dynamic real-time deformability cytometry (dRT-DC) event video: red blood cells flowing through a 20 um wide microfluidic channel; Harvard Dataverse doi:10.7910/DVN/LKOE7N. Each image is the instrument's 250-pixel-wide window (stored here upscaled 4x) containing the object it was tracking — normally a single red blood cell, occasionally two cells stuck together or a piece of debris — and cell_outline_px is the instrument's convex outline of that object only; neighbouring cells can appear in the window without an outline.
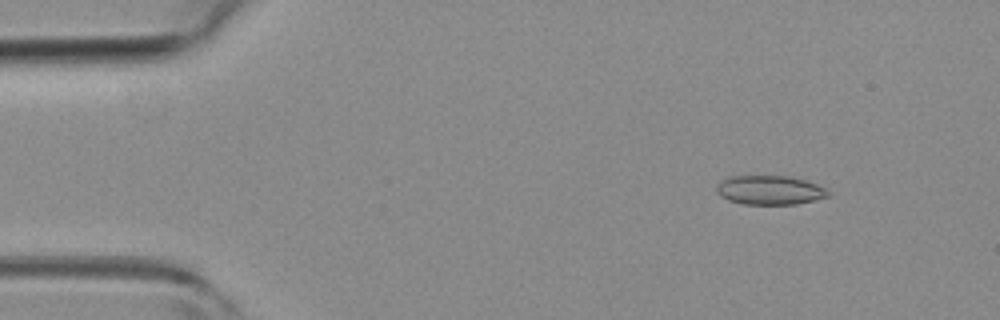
{"species": "common noctule bat (a hibernating species)", "species_latin": "Nyctalus noctula", "temperature_condition": "room temperature", "stored_images_in_passage": 4, "camera_frame_rate_fps": 3000, "um_per_image_px": 0.085, "animal": {"sex": "female", "body_mass_g": 19.3, "forearm_length_mm": 54.1}, "frame": {"image": 1, "passage_image": 2, "time_ms": 1.333, "image_size_px": [1000, 320], "cell_outline_px": [[832, 192], [828, 196], [796, 204], [744, 204], [728, 200], [720, 196], [716, 192], [716, 184], [732, 176], [792, 176], [816, 184]], "centroid_in_image_um": [65.42, 16.16], "position_along_channel_um": 19.6, "area_um2": 18.84}}
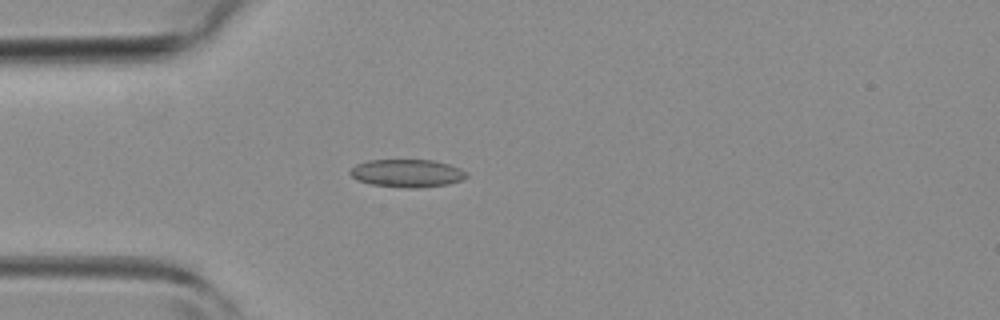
{"frame": {"image": 2, "passage_image": 4, "time_ms": 3.667, "image_size_px": [1000, 320], "cell_outline_px": [[468, 176], [464, 180], [448, 184], [420, 188], [404, 188], [372, 184], [356, 180], [348, 172], [356, 164], [368, 160], [432, 160], [448, 164], [460, 168], [468, 172]], "centroid_in_image_um": [34.63, 14.73], "position_along_channel_um": 50.4, "area_um2": 19.07}}